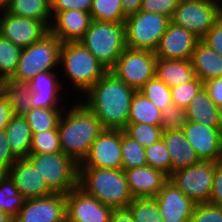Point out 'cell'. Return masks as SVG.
I'll use <instances>...</instances> for the list:
<instances>
[{"instance_id": "1", "label": "cell", "mask_w": 222, "mask_h": 222, "mask_svg": "<svg viewBox=\"0 0 222 222\" xmlns=\"http://www.w3.org/2000/svg\"><path fill=\"white\" fill-rule=\"evenodd\" d=\"M135 91L108 70L82 95L85 101H80L100 120L104 129L123 130Z\"/></svg>"}, {"instance_id": "2", "label": "cell", "mask_w": 222, "mask_h": 222, "mask_svg": "<svg viewBox=\"0 0 222 222\" xmlns=\"http://www.w3.org/2000/svg\"><path fill=\"white\" fill-rule=\"evenodd\" d=\"M65 107L58 125L62 152L78 165L86 158L91 145L103 131L100 120L81 102ZM68 109V110H67Z\"/></svg>"}, {"instance_id": "3", "label": "cell", "mask_w": 222, "mask_h": 222, "mask_svg": "<svg viewBox=\"0 0 222 222\" xmlns=\"http://www.w3.org/2000/svg\"><path fill=\"white\" fill-rule=\"evenodd\" d=\"M78 186L112 208H126L134 199L123 169L79 167Z\"/></svg>"}, {"instance_id": "4", "label": "cell", "mask_w": 222, "mask_h": 222, "mask_svg": "<svg viewBox=\"0 0 222 222\" xmlns=\"http://www.w3.org/2000/svg\"><path fill=\"white\" fill-rule=\"evenodd\" d=\"M61 46L62 42L49 32L41 40L22 48L16 71L4 88L18 91L39 72L58 71Z\"/></svg>"}, {"instance_id": "5", "label": "cell", "mask_w": 222, "mask_h": 222, "mask_svg": "<svg viewBox=\"0 0 222 222\" xmlns=\"http://www.w3.org/2000/svg\"><path fill=\"white\" fill-rule=\"evenodd\" d=\"M59 67L79 96L84 95L108 71L80 42L62 43Z\"/></svg>"}, {"instance_id": "6", "label": "cell", "mask_w": 222, "mask_h": 222, "mask_svg": "<svg viewBox=\"0 0 222 222\" xmlns=\"http://www.w3.org/2000/svg\"><path fill=\"white\" fill-rule=\"evenodd\" d=\"M79 42L110 70L126 48L125 23L92 20Z\"/></svg>"}, {"instance_id": "7", "label": "cell", "mask_w": 222, "mask_h": 222, "mask_svg": "<svg viewBox=\"0 0 222 222\" xmlns=\"http://www.w3.org/2000/svg\"><path fill=\"white\" fill-rule=\"evenodd\" d=\"M27 159L37 168L53 193L67 195L78 186L79 165L62 151L54 154H29Z\"/></svg>"}, {"instance_id": "8", "label": "cell", "mask_w": 222, "mask_h": 222, "mask_svg": "<svg viewBox=\"0 0 222 222\" xmlns=\"http://www.w3.org/2000/svg\"><path fill=\"white\" fill-rule=\"evenodd\" d=\"M171 18L139 10L125 19L126 47L155 51Z\"/></svg>"}, {"instance_id": "9", "label": "cell", "mask_w": 222, "mask_h": 222, "mask_svg": "<svg viewBox=\"0 0 222 222\" xmlns=\"http://www.w3.org/2000/svg\"><path fill=\"white\" fill-rule=\"evenodd\" d=\"M58 71H46L36 74L27 84L18 90L19 108L65 109L62 104L61 90L64 87ZM62 104V105H61Z\"/></svg>"}, {"instance_id": "10", "label": "cell", "mask_w": 222, "mask_h": 222, "mask_svg": "<svg viewBox=\"0 0 222 222\" xmlns=\"http://www.w3.org/2000/svg\"><path fill=\"white\" fill-rule=\"evenodd\" d=\"M156 62L154 51L126 47L109 71L139 91L147 81L155 77Z\"/></svg>"}, {"instance_id": "11", "label": "cell", "mask_w": 222, "mask_h": 222, "mask_svg": "<svg viewBox=\"0 0 222 222\" xmlns=\"http://www.w3.org/2000/svg\"><path fill=\"white\" fill-rule=\"evenodd\" d=\"M217 163L200 161L190 167L172 172L169 180L195 204L209 203Z\"/></svg>"}, {"instance_id": "12", "label": "cell", "mask_w": 222, "mask_h": 222, "mask_svg": "<svg viewBox=\"0 0 222 222\" xmlns=\"http://www.w3.org/2000/svg\"><path fill=\"white\" fill-rule=\"evenodd\" d=\"M218 21V0H182L171 18V22L184 27L200 40Z\"/></svg>"}, {"instance_id": "13", "label": "cell", "mask_w": 222, "mask_h": 222, "mask_svg": "<svg viewBox=\"0 0 222 222\" xmlns=\"http://www.w3.org/2000/svg\"><path fill=\"white\" fill-rule=\"evenodd\" d=\"M49 32L50 28L42 21L12 15L6 10L0 11V35L16 46H30Z\"/></svg>"}, {"instance_id": "14", "label": "cell", "mask_w": 222, "mask_h": 222, "mask_svg": "<svg viewBox=\"0 0 222 222\" xmlns=\"http://www.w3.org/2000/svg\"><path fill=\"white\" fill-rule=\"evenodd\" d=\"M79 167L122 169L121 129H103Z\"/></svg>"}, {"instance_id": "15", "label": "cell", "mask_w": 222, "mask_h": 222, "mask_svg": "<svg viewBox=\"0 0 222 222\" xmlns=\"http://www.w3.org/2000/svg\"><path fill=\"white\" fill-rule=\"evenodd\" d=\"M200 161L222 162V130L194 121L181 128Z\"/></svg>"}, {"instance_id": "16", "label": "cell", "mask_w": 222, "mask_h": 222, "mask_svg": "<svg viewBox=\"0 0 222 222\" xmlns=\"http://www.w3.org/2000/svg\"><path fill=\"white\" fill-rule=\"evenodd\" d=\"M113 210L79 186L66 195V215L74 222H110Z\"/></svg>"}, {"instance_id": "17", "label": "cell", "mask_w": 222, "mask_h": 222, "mask_svg": "<svg viewBox=\"0 0 222 222\" xmlns=\"http://www.w3.org/2000/svg\"><path fill=\"white\" fill-rule=\"evenodd\" d=\"M66 215V195H51L27 199L13 218L14 222H58Z\"/></svg>"}, {"instance_id": "18", "label": "cell", "mask_w": 222, "mask_h": 222, "mask_svg": "<svg viewBox=\"0 0 222 222\" xmlns=\"http://www.w3.org/2000/svg\"><path fill=\"white\" fill-rule=\"evenodd\" d=\"M154 198L163 222H190L196 204L169 179Z\"/></svg>"}, {"instance_id": "19", "label": "cell", "mask_w": 222, "mask_h": 222, "mask_svg": "<svg viewBox=\"0 0 222 222\" xmlns=\"http://www.w3.org/2000/svg\"><path fill=\"white\" fill-rule=\"evenodd\" d=\"M199 40L184 27L170 22L154 52L160 59L190 60Z\"/></svg>"}, {"instance_id": "20", "label": "cell", "mask_w": 222, "mask_h": 222, "mask_svg": "<svg viewBox=\"0 0 222 222\" xmlns=\"http://www.w3.org/2000/svg\"><path fill=\"white\" fill-rule=\"evenodd\" d=\"M6 174L26 200L53 194L48 188L45 179L41 177L37 168L27 158L17 159Z\"/></svg>"}, {"instance_id": "21", "label": "cell", "mask_w": 222, "mask_h": 222, "mask_svg": "<svg viewBox=\"0 0 222 222\" xmlns=\"http://www.w3.org/2000/svg\"><path fill=\"white\" fill-rule=\"evenodd\" d=\"M92 18L90 13L76 9L58 12L50 25V32L62 43L79 42L88 30Z\"/></svg>"}, {"instance_id": "22", "label": "cell", "mask_w": 222, "mask_h": 222, "mask_svg": "<svg viewBox=\"0 0 222 222\" xmlns=\"http://www.w3.org/2000/svg\"><path fill=\"white\" fill-rule=\"evenodd\" d=\"M129 190L134 198L155 197L169 177L148 165L124 170Z\"/></svg>"}, {"instance_id": "23", "label": "cell", "mask_w": 222, "mask_h": 222, "mask_svg": "<svg viewBox=\"0 0 222 222\" xmlns=\"http://www.w3.org/2000/svg\"><path fill=\"white\" fill-rule=\"evenodd\" d=\"M162 139L171 158V173L200 162L182 129L163 131Z\"/></svg>"}, {"instance_id": "24", "label": "cell", "mask_w": 222, "mask_h": 222, "mask_svg": "<svg viewBox=\"0 0 222 222\" xmlns=\"http://www.w3.org/2000/svg\"><path fill=\"white\" fill-rule=\"evenodd\" d=\"M190 61L203 82L222 77V56L202 40L197 42Z\"/></svg>"}, {"instance_id": "25", "label": "cell", "mask_w": 222, "mask_h": 222, "mask_svg": "<svg viewBox=\"0 0 222 222\" xmlns=\"http://www.w3.org/2000/svg\"><path fill=\"white\" fill-rule=\"evenodd\" d=\"M5 133L13 155L17 159L27 158L30 154L33 133L26 118L19 110L6 126Z\"/></svg>"}, {"instance_id": "26", "label": "cell", "mask_w": 222, "mask_h": 222, "mask_svg": "<svg viewBox=\"0 0 222 222\" xmlns=\"http://www.w3.org/2000/svg\"><path fill=\"white\" fill-rule=\"evenodd\" d=\"M155 76L172 88L185 84L196 77L190 60H168L157 58Z\"/></svg>"}, {"instance_id": "27", "label": "cell", "mask_w": 222, "mask_h": 222, "mask_svg": "<svg viewBox=\"0 0 222 222\" xmlns=\"http://www.w3.org/2000/svg\"><path fill=\"white\" fill-rule=\"evenodd\" d=\"M187 120L221 129L216 104L205 88L197 93L186 108Z\"/></svg>"}, {"instance_id": "28", "label": "cell", "mask_w": 222, "mask_h": 222, "mask_svg": "<svg viewBox=\"0 0 222 222\" xmlns=\"http://www.w3.org/2000/svg\"><path fill=\"white\" fill-rule=\"evenodd\" d=\"M6 11L12 15L42 21L49 28L53 18L51 0H12Z\"/></svg>"}, {"instance_id": "29", "label": "cell", "mask_w": 222, "mask_h": 222, "mask_svg": "<svg viewBox=\"0 0 222 222\" xmlns=\"http://www.w3.org/2000/svg\"><path fill=\"white\" fill-rule=\"evenodd\" d=\"M161 111L140 91H135L130 105L127 123H144L161 126Z\"/></svg>"}, {"instance_id": "30", "label": "cell", "mask_w": 222, "mask_h": 222, "mask_svg": "<svg viewBox=\"0 0 222 222\" xmlns=\"http://www.w3.org/2000/svg\"><path fill=\"white\" fill-rule=\"evenodd\" d=\"M32 133L58 128L64 109L19 108Z\"/></svg>"}, {"instance_id": "31", "label": "cell", "mask_w": 222, "mask_h": 222, "mask_svg": "<svg viewBox=\"0 0 222 222\" xmlns=\"http://www.w3.org/2000/svg\"><path fill=\"white\" fill-rule=\"evenodd\" d=\"M25 197L18 192L6 173L0 174V211L15 217L24 205Z\"/></svg>"}, {"instance_id": "32", "label": "cell", "mask_w": 222, "mask_h": 222, "mask_svg": "<svg viewBox=\"0 0 222 222\" xmlns=\"http://www.w3.org/2000/svg\"><path fill=\"white\" fill-rule=\"evenodd\" d=\"M22 48L0 35V81L5 85L13 76Z\"/></svg>"}, {"instance_id": "33", "label": "cell", "mask_w": 222, "mask_h": 222, "mask_svg": "<svg viewBox=\"0 0 222 222\" xmlns=\"http://www.w3.org/2000/svg\"><path fill=\"white\" fill-rule=\"evenodd\" d=\"M121 155L123 170L147 165L145 147L127 136L123 130H121Z\"/></svg>"}, {"instance_id": "34", "label": "cell", "mask_w": 222, "mask_h": 222, "mask_svg": "<svg viewBox=\"0 0 222 222\" xmlns=\"http://www.w3.org/2000/svg\"><path fill=\"white\" fill-rule=\"evenodd\" d=\"M90 15L92 20L100 22H125L127 17L121 0H93Z\"/></svg>"}, {"instance_id": "35", "label": "cell", "mask_w": 222, "mask_h": 222, "mask_svg": "<svg viewBox=\"0 0 222 222\" xmlns=\"http://www.w3.org/2000/svg\"><path fill=\"white\" fill-rule=\"evenodd\" d=\"M128 208L134 222H163L154 197L134 198Z\"/></svg>"}, {"instance_id": "36", "label": "cell", "mask_w": 222, "mask_h": 222, "mask_svg": "<svg viewBox=\"0 0 222 222\" xmlns=\"http://www.w3.org/2000/svg\"><path fill=\"white\" fill-rule=\"evenodd\" d=\"M123 131L145 148L162 139L163 133L161 126L144 123H127Z\"/></svg>"}, {"instance_id": "37", "label": "cell", "mask_w": 222, "mask_h": 222, "mask_svg": "<svg viewBox=\"0 0 222 222\" xmlns=\"http://www.w3.org/2000/svg\"><path fill=\"white\" fill-rule=\"evenodd\" d=\"M139 91L160 111L172 103L170 87L156 76L147 81Z\"/></svg>"}, {"instance_id": "38", "label": "cell", "mask_w": 222, "mask_h": 222, "mask_svg": "<svg viewBox=\"0 0 222 222\" xmlns=\"http://www.w3.org/2000/svg\"><path fill=\"white\" fill-rule=\"evenodd\" d=\"M61 151L58 128L33 133L30 154H54Z\"/></svg>"}, {"instance_id": "39", "label": "cell", "mask_w": 222, "mask_h": 222, "mask_svg": "<svg viewBox=\"0 0 222 222\" xmlns=\"http://www.w3.org/2000/svg\"><path fill=\"white\" fill-rule=\"evenodd\" d=\"M147 165L171 175V158L163 139L145 148Z\"/></svg>"}, {"instance_id": "40", "label": "cell", "mask_w": 222, "mask_h": 222, "mask_svg": "<svg viewBox=\"0 0 222 222\" xmlns=\"http://www.w3.org/2000/svg\"><path fill=\"white\" fill-rule=\"evenodd\" d=\"M203 88L204 82L196 76L193 80L183 85L180 84L170 88L172 102L175 105L186 109L190 105L194 96Z\"/></svg>"}, {"instance_id": "41", "label": "cell", "mask_w": 222, "mask_h": 222, "mask_svg": "<svg viewBox=\"0 0 222 222\" xmlns=\"http://www.w3.org/2000/svg\"><path fill=\"white\" fill-rule=\"evenodd\" d=\"M19 110L18 91L3 89L0 91V130H5L11 118Z\"/></svg>"}, {"instance_id": "42", "label": "cell", "mask_w": 222, "mask_h": 222, "mask_svg": "<svg viewBox=\"0 0 222 222\" xmlns=\"http://www.w3.org/2000/svg\"><path fill=\"white\" fill-rule=\"evenodd\" d=\"M160 114L162 131L181 129L188 121L186 109L173 102L166 106Z\"/></svg>"}, {"instance_id": "43", "label": "cell", "mask_w": 222, "mask_h": 222, "mask_svg": "<svg viewBox=\"0 0 222 222\" xmlns=\"http://www.w3.org/2000/svg\"><path fill=\"white\" fill-rule=\"evenodd\" d=\"M190 222H222V208L210 203L196 204Z\"/></svg>"}, {"instance_id": "44", "label": "cell", "mask_w": 222, "mask_h": 222, "mask_svg": "<svg viewBox=\"0 0 222 222\" xmlns=\"http://www.w3.org/2000/svg\"><path fill=\"white\" fill-rule=\"evenodd\" d=\"M178 2L179 0H143L140 10L172 18Z\"/></svg>"}, {"instance_id": "45", "label": "cell", "mask_w": 222, "mask_h": 222, "mask_svg": "<svg viewBox=\"0 0 222 222\" xmlns=\"http://www.w3.org/2000/svg\"><path fill=\"white\" fill-rule=\"evenodd\" d=\"M93 0H51V13L54 17L58 12L76 9L90 13Z\"/></svg>"}, {"instance_id": "46", "label": "cell", "mask_w": 222, "mask_h": 222, "mask_svg": "<svg viewBox=\"0 0 222 222\" xmlns=\"http://www.w3.org/2000/svg\"><path fill=\"white\" fill-rule=\"evenodd\" d=\"M16 160L10 150L5 130H0V174L6 173Z\"/></svg>"}, {"instance_id": "47", "label": "cell", "mask_w": 222, "mask_h": 222, "mask_svg": "<svg viewBox=\"0 0 222 222\" xmlns=\"http://www.w3.org/2000/svg\"><path fill=\"white\" fill-rule=\"evenodd\" d=\"M201 40L222 56V23L217 21Z\"/></svg>"}, {"instance_id": "48", "label": "cell", "mask_w": 222, "mask_h": 222, "mask_svg": "<svg viewBox=\"0 0 222 222\" xmlns=\"http://www.w3.org/2000/svg\"><path fill=\"white\" fill-rule=\"evenodd\" d=\"M209 203L222 208V162L215 166Z\"/></svg>"}, {"instance_id": "49", "label": "cell", "mask_w": 222, "mask_h": 222, "mask_svg": "<svg viewBox=\"0 0 222 222\" xmlns=\"http://www.w3.org/2000/svg\"><path fill=\"white\" fill-rule=\"evenodd\" d=\"M204 88L216 106L222 105V77L204 82Z\"/></svg>"}, {"instance_id": "50", "label": "cell", "mask_w": 222, "mask_h": 222, "mask_svg": "<svg viewBox=\"0 0 222 222\" xmlns=\"http://www.w3.org/2000/svg\"><path fill=\"white\" fill-rule=\"evenodd\" d=\"M110 222H134L128 207L114 208Z\"/></svg>"}, {"instance_id": "51", "label": "cell", "mask_w": 222, "mask_h": 222, "mask_svg": "<svg viewBox=\"0 0 222 222\" xmlns=\"http://www.w3.org/2000/svg\"><path fill=\"white\" fill-rule=\"evenodd\" d=\"M122 9L126 16L137 13L141 9L143 0H121Z\"/></svg>"}, {"instance_id": "52", "label": "cell", "mask_w": 222, "mask_h": 222, "mask_svg": "<svg viewBox=\"0 0 222 222\" xmlns=\"http://www.w3.org/2000/svg\"><path fill=\"white\" fill-rule=\"evenodd\" d=\"M0 222H14V220L9 214L0 211Z\"/></svg>"}, {"instance_id": "53", "label": "cell", "mask_w": 222, "mask_h": 222, "mask_svg": "<svg viewBox=\"0 0 222 222\" xmlns=\"http://www.w3.org/2000/svg\"><path fill=\"white\" fill-rule=\"evenodd\" d=\"M12 0H0V11L6 10V8L10 5Z\"/></svg>"}, {"instance_id": "54", "label": "cell", "mask_w": 222, "mask_h": 222, "mask_svg": "<svg viewBox=\"0 0 222 222\" xmlns=\"http://www.w3.org/2000/svg\"><path fill=\"white\" fill-rule=\"evenodd\" d=\"M217 112H218V119H219V122H220V127H221V130H222V105L217 106Z\"/></svg>"}, {"instance_id": "55", "label": "cell", "mask_w": 222, "mask_h": 222, "mask_svg": "<svg viewBox=\"0 0 222 222\" xmlns=\"http://www.w3.org/2000/svg\"><path fill=\"white\" fill-rule=\"evenodd\" d=\"M218 21L222 23V4H218Z\"/></svg>"}, {"instance_id": "56", "label": "cell", "mask_w": 222, "mask_h": 222, "mask_svg": "<svg viewBox=\"0 0 222 222\" xmlns=\"http://www.w3.org/2000/svg\"><path fill=\"white\" fill-rule=\"evenodd\" d=\"M58 222H74L67 215L63 216Z\"/></svg>"}, {"instance_id": "57", "label": "cell", "mask_w": 222, "mask_h": 222, "mask_svg": "<svg viewBox=\"0 0 222 222\" xmlns=\"http://www.w3.org/2000/svg\"><path fill=\"white\" fill-rule=\"evenodd\" d=\"M4 89V84L0 81V91Z\"/></svg>"}]
</instances>
